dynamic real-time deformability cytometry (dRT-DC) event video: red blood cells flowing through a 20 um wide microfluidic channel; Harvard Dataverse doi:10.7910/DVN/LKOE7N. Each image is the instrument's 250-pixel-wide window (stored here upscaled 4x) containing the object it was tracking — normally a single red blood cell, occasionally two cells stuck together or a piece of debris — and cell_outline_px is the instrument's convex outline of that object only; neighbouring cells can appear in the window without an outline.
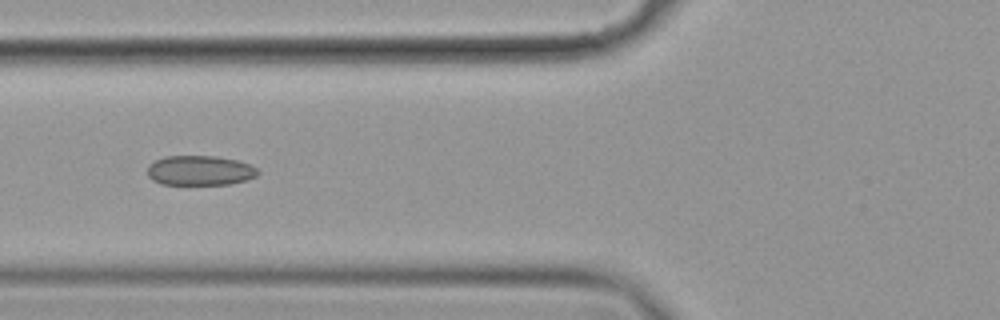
{"species": "common noctule bat (a hibernating species)", "species_latin": "Nyctalus noctula", "temperature_condition": "cold", "stored_images_in_passage": 16, "camera_frame_rate_fps": 3000, "um_per_image_px": 0.085, "animal": {"sex": "female", "body_mass_g": 19.9}, "frame": {"image": 1, "passage_image": 7, "time_ms": 2.0, "image_size_px": [1000, 320], "cell_outline_px": [[260, 172], [256, 176], [248, 180], [228, 184], [160, 184], [152, 180], [148, 176], [148, 164], [164, 156], [216, 156], [236, 160], [248, 164], [256, 168]], "centroid_in_image_um": [16.98, 14.49], "position_along_channel_um": 108.8, "area_um2": 19.19}}
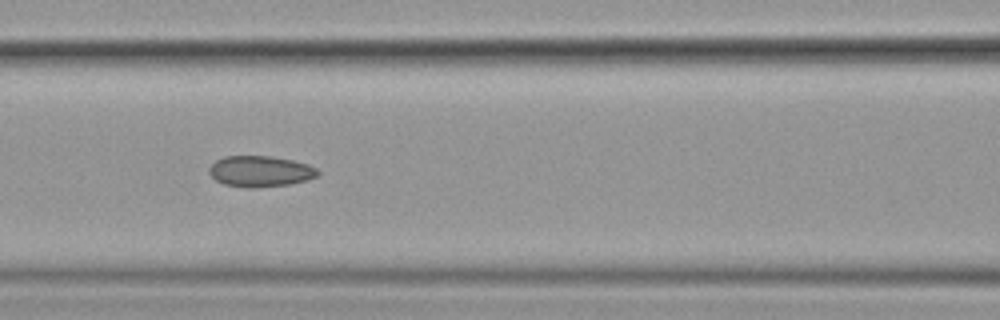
{"frame": {"image": 2, "passage_image": 10, "time_ms": 3.0, "image_size_px": [1000, 320], "cell_outline_px": [[320, 172], [316, 176], [308, 180], [292, 184], [256, 188], [248, 188], [224, 184], [216, 180], [208, 172], [208, 168], [216, 160], [224, 156], [268, 156], [292, 160], [308, 164], [316, 168]], "centroid_in_image_um": [22.12, 14.57], "position_along_channel_um": 144.5, "area_um2": 19.71}}
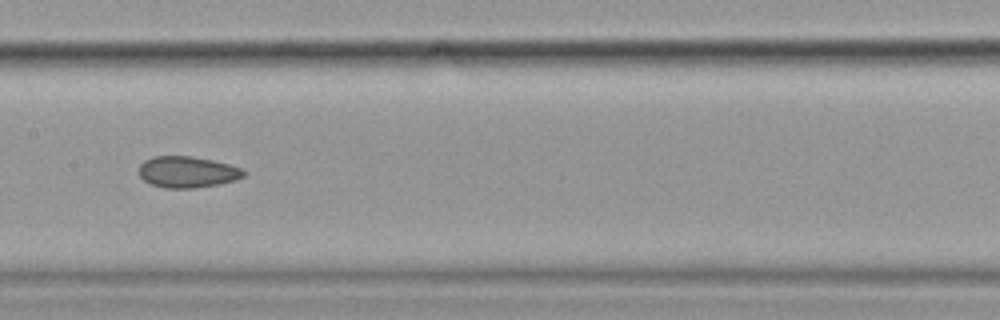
{"frame": {"image": 3, "passage_image": 14, "time_ms": 4.333, "image_size_px": [1000, 320], "cell_outline_px": [[248, 172], [244, 176], [236, 180], [220, 184], [192, 188], [164, 188], [152, 184], [144, 180], [140, 176], [140, 164], [144, 160], [152, 156], [192, 156], [212, 160], [228, 164], [240, 168]], "centroid_in_image_um": [15.94, 14.61], "position_along_channel_um": 191.5, "area_um2": 19.13}}